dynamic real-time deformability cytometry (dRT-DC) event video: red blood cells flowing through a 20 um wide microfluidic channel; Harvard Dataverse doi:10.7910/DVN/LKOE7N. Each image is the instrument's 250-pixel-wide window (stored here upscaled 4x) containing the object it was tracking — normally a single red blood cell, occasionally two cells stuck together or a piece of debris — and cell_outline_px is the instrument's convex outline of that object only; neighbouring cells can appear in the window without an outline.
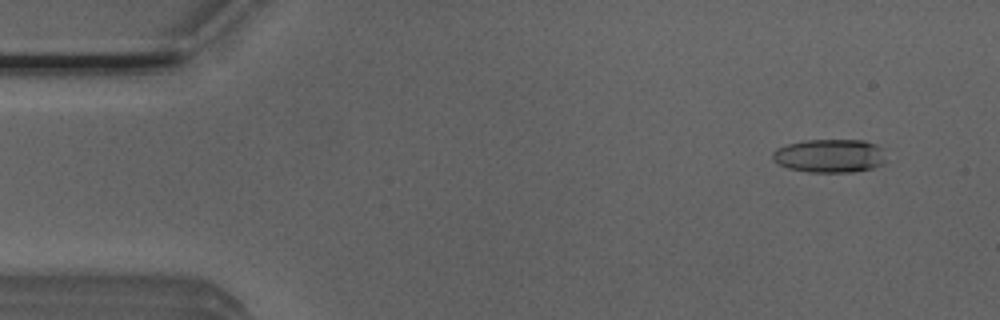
{"species": "Egyptian fruit bat (a non-hibernating species)", "species_latin": "Rousettus aegyptiacus", "temperature_condition": "room temperature", "stored_images_in_passage": 52, "camera_frame_rate_fps": 3000, "um_per_image_px": 0.085, "animal": {"sex": "male"}, "frame": {"image": 1, "passage_image": 4, "time_ms": 1.0, "image_size_px": [1000, 320], "cell_outline_px": [[884, 160], [880, 164], [872, 168], [852, 172], [808, 172], [788, 168], [772, 160], [772, 152], [776, 148], [788, 144], [804, 140], [864, 140], [876, 144], [880, 148]], "centroid_in_image_um": [70.46, 13.24], "position_along_channel_um": 14.5, "area_um2": 21.96}}
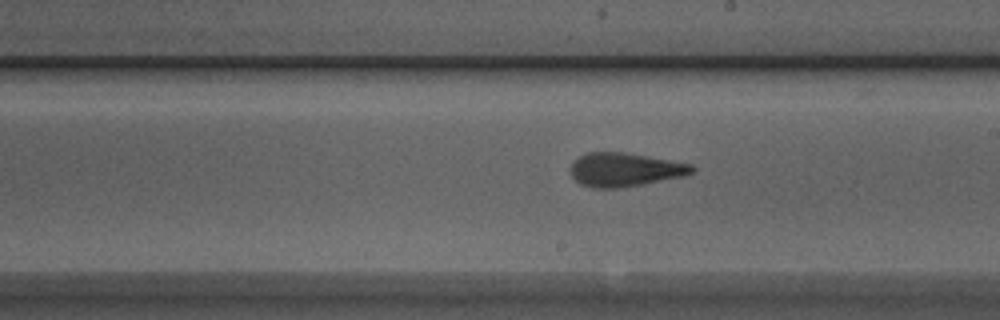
{"frame": {"image": 2, "passage_image": 29, "time_ms": 9.333, "image_size_px": [1000, 320], "cell_outline_px": [[696, 168], [692, 172], [684, 176], [640, 184], [616, 188], [592, 188], [580, 184], [568, 172], [568, 168], [580, 156], [588, 152], [624, 152], [648, 156], [692, 164]], "centroid_in_image_um": [53.07, 14.41], "position_along_channel_um": 235.9, "area_um2": 23.76}}
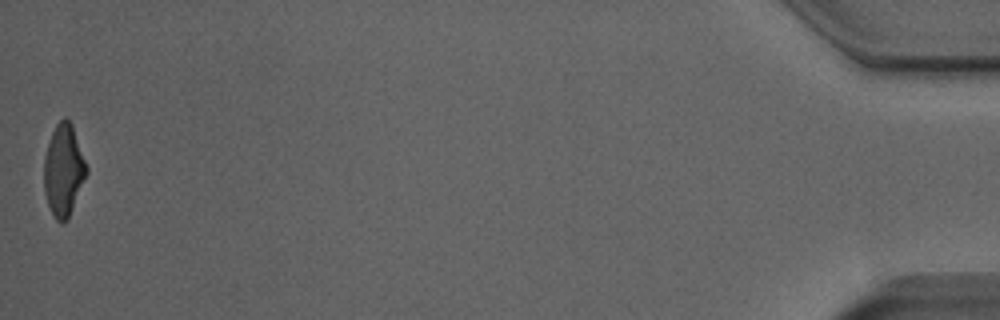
{"frame": {"image": 3, "passage_image": 52, "time_ms": 17.0, "image_size_px": [1000, 320], "cell_outline_px": [[88, 172], [68, 220], [64, 224], [60, 224], [56, 220], [48, 204], [44, 192], [44, 156], [52, 132], [56, 124], [64, 116], [72, 124], [88, 168]], "centroid_in_image_um": [5.41, 14.5], "position_along_channel_um": 429.8, "area_um2": 22.83}, "authors_computed_cell_mechanics": {"area_um2": 23.1778, "velocity_mm_per_s": 3.888, "shape_relaxation_time_tau1_ms": 5.8347, "shape_relaxation_time_tau2_ms": 2.5917, "deformation_change_tau1": 0.2036, "deformation_change_tau2": 0.1213}}